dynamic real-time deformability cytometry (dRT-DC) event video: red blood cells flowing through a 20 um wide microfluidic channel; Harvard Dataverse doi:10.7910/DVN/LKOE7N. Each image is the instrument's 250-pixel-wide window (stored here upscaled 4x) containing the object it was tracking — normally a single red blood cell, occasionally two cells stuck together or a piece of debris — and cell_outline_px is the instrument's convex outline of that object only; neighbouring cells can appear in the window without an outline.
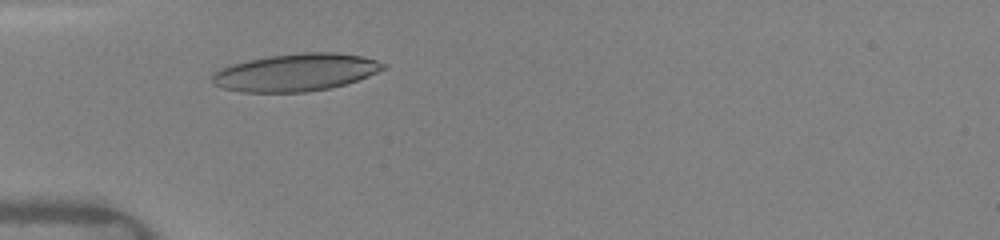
{"species": "human", "species_latin": "Homo sapiens", "temperature_condition": "warm", "stored_images_in_passage": 18, "camera_frame_rate_fps": 3000, "um_per_image_px": 0.085, "donor": {"sex": "female"}, "frame": {"image": 1, "passage_image": 8, "time_ms": 2.667, "image_size_px": [1000, 240], "cell_outline_px": [[388, 68], [368, 76], [344, 84], [328, 88], [304, 92], [240, 92], [220, 88], [212, 84], [212, 72], [220, 68], [232, 64], [248, 60], [268, 56], [300, 52], [336, 52], [360, 56], [376, 60], [388, 64]], "centroid_in_image_um": [25.11, 6.15], "position_along_channel_um": 59.9, "area_um2": 37.57}}
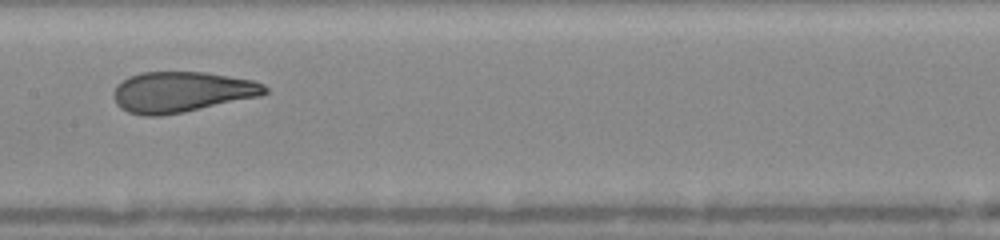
{"frame": {"image": 2, "passage_image": 11, "time_ms": 6.0, "image_size_px": [1000, 240], "cell_outline_px": [[268, 92], [260, 96], [184, 112], [160, 116], [144, 116], [128, 112], [120, 108], [116, 104], [112, 92], [116, 84], [128, 76], [140, 72], [204, 72], [252, 80], [264, 84], [268, 88]], "centroid_in_image_um": [15.39, 7.82], "position_along_channel_um": 192.0, "area_um2": 36.01}, "authors_computed_cell_mechanics": {"area_um2": 35.9227, "velocity_mm_per_s": 4.1385, "shape_relaxation_time_tau1_ms": 4.1855, "shape_relaxation_time_tau2_ms": null, "deformation_change_tau1": 0.1734, "deformation_change_tau2": null}}